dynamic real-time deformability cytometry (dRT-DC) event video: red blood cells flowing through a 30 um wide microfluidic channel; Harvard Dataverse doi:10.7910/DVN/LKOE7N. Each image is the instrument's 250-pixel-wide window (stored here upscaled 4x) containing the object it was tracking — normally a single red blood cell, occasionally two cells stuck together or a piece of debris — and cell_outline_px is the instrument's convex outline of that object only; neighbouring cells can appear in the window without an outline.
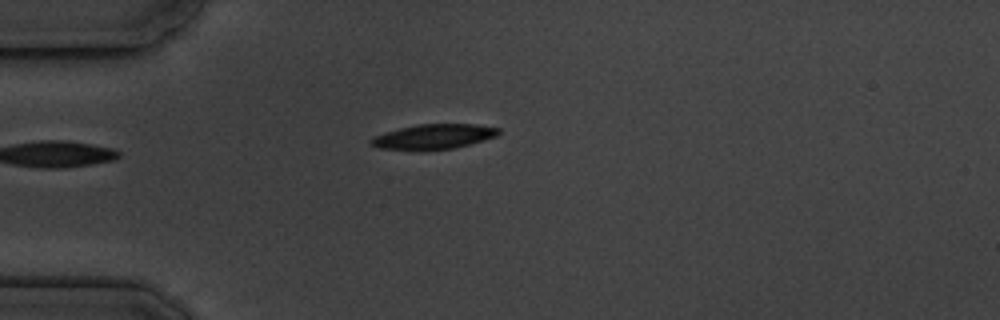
{"species": "common noctule bat (a hibernating species)", "species_latin": "Nyctalus noctula", "temperature_condition": "cold", "stored_images_in_passage": 2, "camera_frame_rate_fps": 3000, "um_per_image_px": 0.085, "animal": {"sex": "male", "body_mass_g": 19.5, "forearm_length_mm": 54.6}, "frame": {"image": 1, "passage_image": 2, "time_ms": 1.333, "image_size_px": [1000, 320], "cell_outline_px": [[500, 132], [496, 136], [484, 140], [452, 148], [420, 152], [380, 148], [372, 144], [368, 140], [376, 136], [400, 128], [420, 124], [476, 124], [500, 128]], "centroid_in_image_um": [36.86, 11.63], "position_along_channel_um": 48.1, "area_um2": 18.61}}